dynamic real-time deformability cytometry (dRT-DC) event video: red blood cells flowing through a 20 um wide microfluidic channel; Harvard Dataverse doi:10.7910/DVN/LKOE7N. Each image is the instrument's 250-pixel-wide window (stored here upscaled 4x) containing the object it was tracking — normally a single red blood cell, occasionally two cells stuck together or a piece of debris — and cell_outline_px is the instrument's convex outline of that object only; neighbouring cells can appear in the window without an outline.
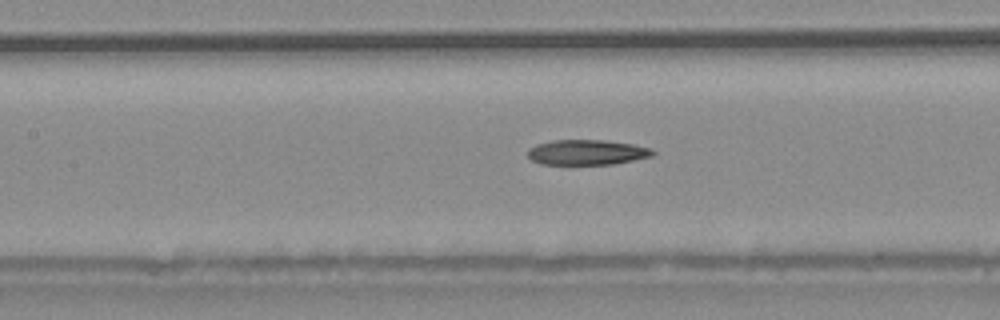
{"species": "common noctule bat (a hibernating species)", "species_latin": "Nyctalus noctula", "temperature_condition": "warm", "stored_images_in_passage": 40, "camera_frame_rate_fps": 3000, "um_per_image_px": 0.085, "animal": {"sex": "male", "body_mass_g": 20.4}, "frame": {"image": 1, "passage_image": 23, "time_ms": 7.333, "image_size_px": [1000, 320], "cell_outline_px": [[656, 152], [652, 156], [612, 164], [540, 164], [532, 160], [528, 156], [528, 148], [536, 144], [552, 140], [604, 140], [632, 144], [652, 148]], "centroid_in_image_um": [49.87, 12.94], "position_along_channel_um": 157.5, "area_um2": 18.32}}